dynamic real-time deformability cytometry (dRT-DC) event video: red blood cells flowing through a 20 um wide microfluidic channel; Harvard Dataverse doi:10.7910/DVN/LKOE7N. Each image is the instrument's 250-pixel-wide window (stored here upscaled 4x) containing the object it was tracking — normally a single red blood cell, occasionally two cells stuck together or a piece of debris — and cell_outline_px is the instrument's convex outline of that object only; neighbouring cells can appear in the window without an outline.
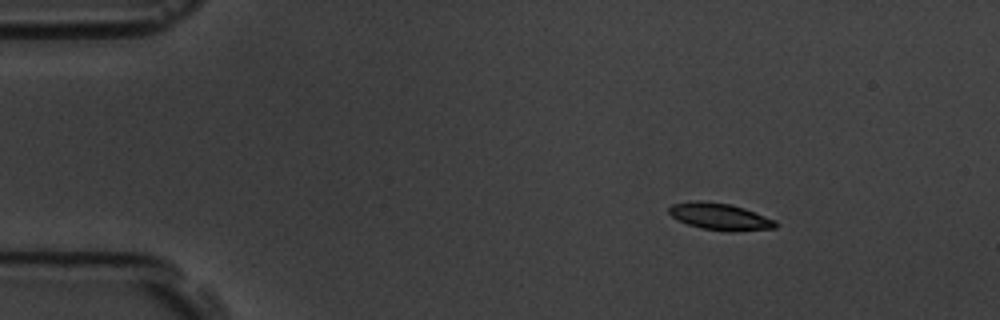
{"species": "common noctule bat (a hibernating species)", "species_latin": "Nyctalus noctula", "temperature_condition": "room temperature", "stored_images_in_passage": 5, "camera_frame_rate_fps": 3000, "um_per_image_px": 0.085, "animal": {"sex": "male", "body_mass_g": 19.5, "forearm_length_mm": 54.6}, "frame": {"image": 1, "passage_image": 2, "time_ms": 1.333, "image_size_px": [1000, 320], "cell_outline_px": [[780, 224], [776, 228], [732, 232], [728, 232], [700, 228], [676, 220], [668, 212], [668, 208], [672, 204], [700, 200], [732, 204], [744, 208], [776, 220]], "centroid_in_image_um": [61.22, 18.42], "position_along_channel_um": 23.8, "area_um2": 16.94}}
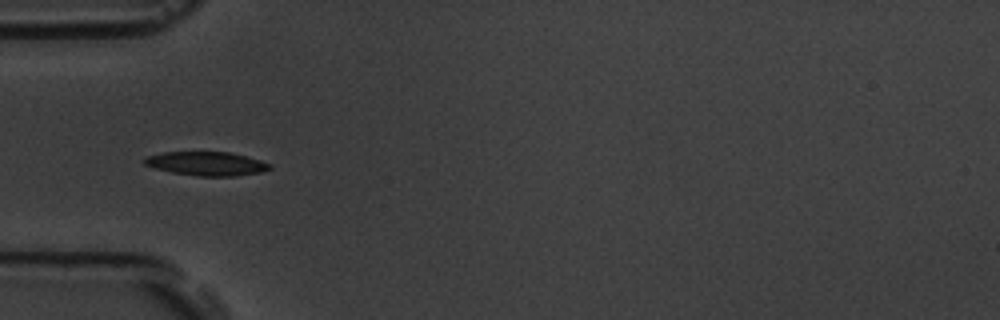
{"frame": {"image": 2, "passage_image": 5, "time_ms": 4.667, "image_size_px": [1000, 320], "cell_outline_px": [[272, 168], [260, 172], [236, 176], [196, 176], [172, 172], [156, 168], [144, 164], [140, 160], [144, 156], [164, 152], [228, 152], [260, 160], [272, 164]], "centroid_in_image_um": [17.51, 13.91], "position_along_channel_um": 67.5, "area_um2": 17.46}}